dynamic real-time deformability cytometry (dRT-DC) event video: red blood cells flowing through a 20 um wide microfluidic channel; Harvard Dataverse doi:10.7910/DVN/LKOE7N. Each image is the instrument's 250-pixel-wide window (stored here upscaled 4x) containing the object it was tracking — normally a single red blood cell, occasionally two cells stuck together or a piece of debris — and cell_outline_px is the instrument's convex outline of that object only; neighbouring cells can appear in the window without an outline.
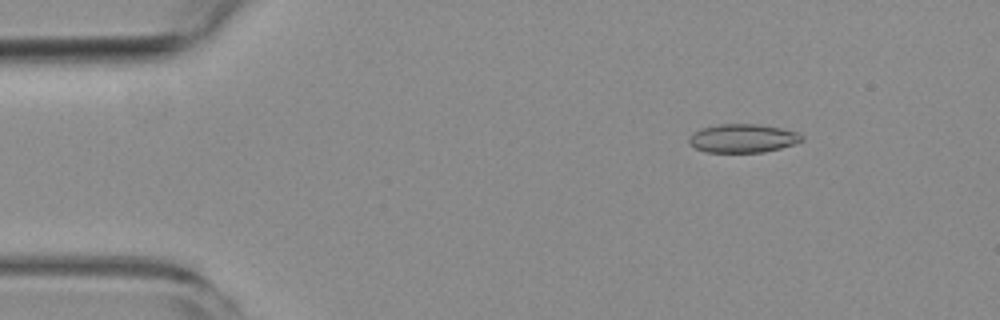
{"species": "common noctule bat (a hibernating species)", "species_latin": "Nyctalus noctula", "temperature_condition": "room temperature", "stored_images_in_passage": 6, "camera_frame_rate_fps": 3000, "um_per_image_px": 0.085, "animal": {"sex": "female", "body_mass_g": 19.3, "forearm_length_mm": 54.1}, "frame": {"image": 1, "passage_image": 2, "time_ms": 1.333, "image_size_px": [1000, 320], "cell_outline_px": [[804, 140], [780, 148], [764, 152], [708, 152], [696, 148], [688, 144], [688, 136], [692, 132], [700, 128], [720, 124], [760, 124], [780, 128], [796, 132], [804, 136]], "centroid_in_image_um": [63.09, 11.75], "position_along_channel_um": 21.9, "area_um2": 18.84}}
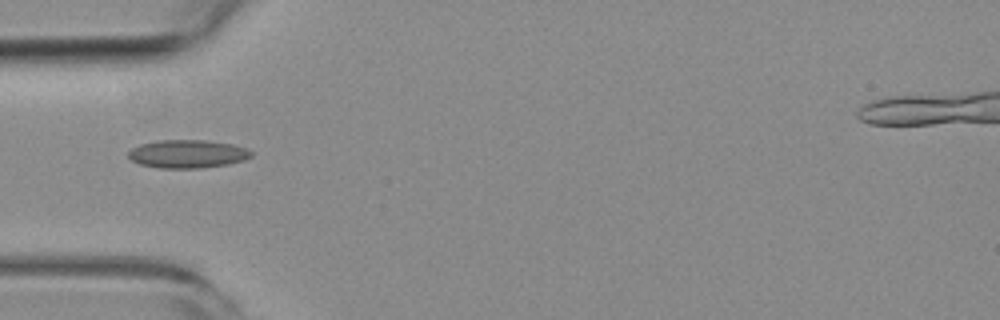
{"frame": {"image": 2, "passage_image": 5, "time_ms": 4.667, "image_size_px": [1000, 320], "cell_outline_px": [[252, 156], [244, 160], [228, 164], [200, 168], [160, 168], [140, 164], [132, 160], [128, 156], [128, 152], [132, 148], [140, 144], [156, 140], [204, 140], [232, 144], [244, 148], [252, 152]], "centroid_in_image_um": [15.92, 13.08], "position_along_channel_um": 69.1, "area_um2": 20.11}}
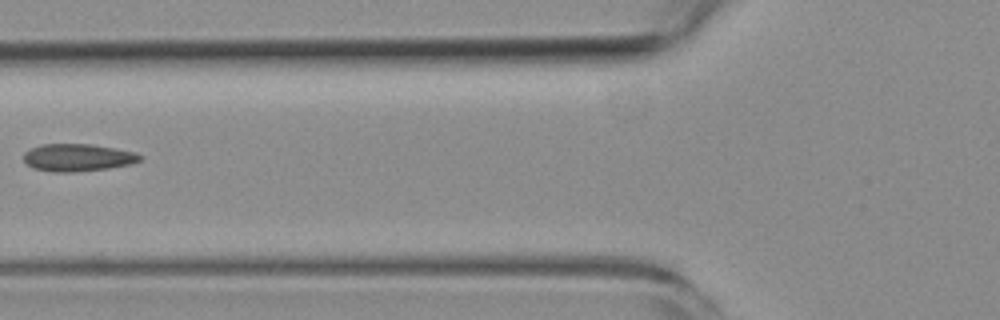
{"frame": {"image": 3, "passage_image": 6, "time_ms": 6.0, "image_size_px": [1000, 320], "cell_outline_px": [[144, 156], [140, 160], [132, 164], [108, 168], [72, 172], [52, 172], [32, 168], [24, 160], [24, 152], [40, 144], [92, 144], [116, 148], [136, 152]], "centroid_in_image_um": [6.63, 13.39], "position_along_channel_um": 119.2, "area_um2": 18.73}}